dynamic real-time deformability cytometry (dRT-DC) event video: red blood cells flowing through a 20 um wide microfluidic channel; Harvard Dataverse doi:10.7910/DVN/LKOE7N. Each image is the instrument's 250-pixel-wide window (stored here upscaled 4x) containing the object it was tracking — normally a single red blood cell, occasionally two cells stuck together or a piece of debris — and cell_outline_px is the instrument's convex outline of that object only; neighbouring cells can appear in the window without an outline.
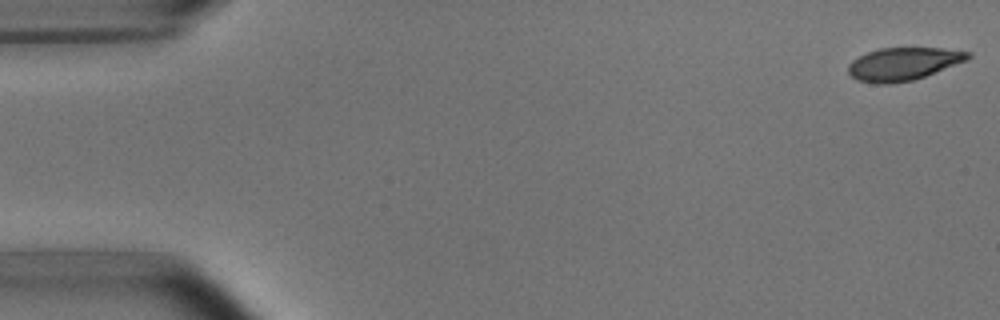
{"species": "common noctule bat (a hibernating species)", "species_latin": "Nyctalus noctula", "temperature_condition": "room temperature", "stored_images_in_passage": 8, "camera_frame_rate_fps": 3000, "um_per_image_px": 0.085, "animal": {"sex": "male", "body_mass_g": 15.6}, "frame": {"image": 1, "passage_image": 1, "time_ms": 0.0, "image_size_px": [1000, 320], "cell_outline_px": [[972, 56], [968, 60], [924, 76], [912, 80], [892, 84], [880, 84], [856, 80], [848, 72], [848, 64], [852, 60], [868, 52], [880, 48], [940, 48], [968, 52]], "centroid_in_image_um": [76.76, 5.44], "position_along_channel_um": 8.2, "area_um2": 22.72}}